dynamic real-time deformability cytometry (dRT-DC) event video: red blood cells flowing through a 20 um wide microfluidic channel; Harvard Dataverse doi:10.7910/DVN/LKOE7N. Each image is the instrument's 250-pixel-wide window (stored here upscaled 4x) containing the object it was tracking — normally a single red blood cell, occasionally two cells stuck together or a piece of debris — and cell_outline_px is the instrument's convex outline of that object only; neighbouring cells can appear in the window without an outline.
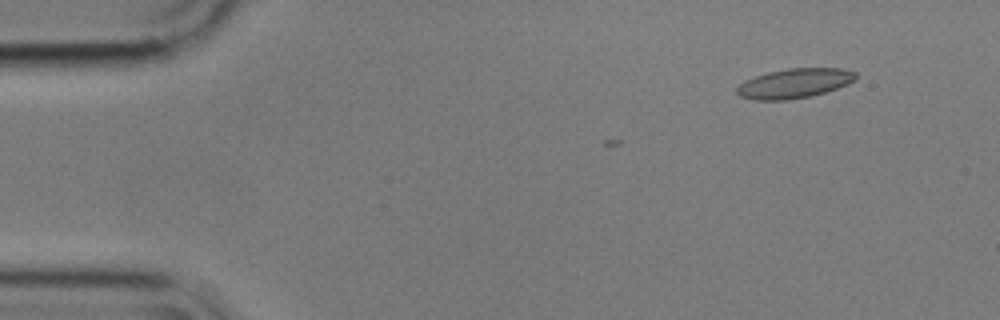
{"species": "common noctule bat (a hibernating species)", "species_latin": "Nyctalus noctula", "temperature_condition": "cold", "stored_images_in_passage": 3, "camera_frame_rate_fps": 3000, "um_per_image_px": 0.085, "animal": {"sex": "male", "body_mass_g": 17.9}, "frame": {"image": 1, "passage_image": 3, "time_ms": 0.667, "image_size_px": [1000, 320], "cell_outline_px": [[856, 80], [848, 84], [824, 92], [808, 96], [788, 100], [756, 100], [740, 96], [736, 92], [736, 88], [744, 80], [768, 72], [788, 68], [840, 68], [856, 72]], "centroid_in_image_um": [67.52, 7.08], "position_along_channel_um": 17.5, "area_um2": 20.4}}